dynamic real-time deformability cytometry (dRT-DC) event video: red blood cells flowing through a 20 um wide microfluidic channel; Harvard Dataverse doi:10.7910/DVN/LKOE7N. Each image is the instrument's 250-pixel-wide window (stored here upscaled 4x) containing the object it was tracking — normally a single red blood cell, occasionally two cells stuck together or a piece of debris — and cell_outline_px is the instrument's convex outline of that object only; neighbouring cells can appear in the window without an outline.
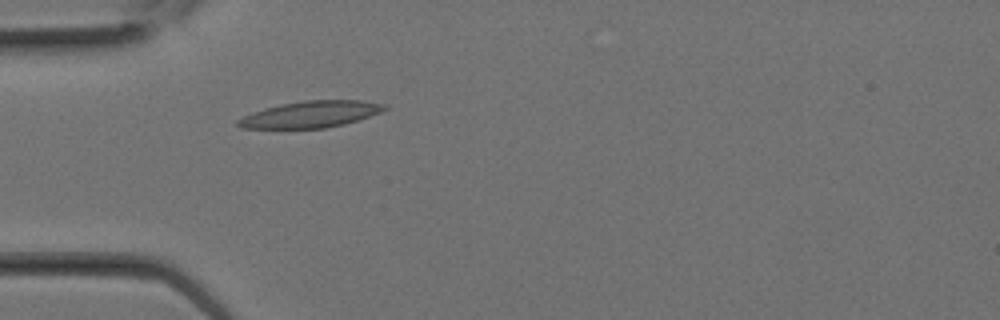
{"species": "Egyptian fruit bat (a non-hibernating species)", "species_latin": "Rousettus aegyptiacus", "temperature_condition": "room temperature", "stored_images_in_passage": 1, "camera_frame_rate_fps": 3000, "um_per_image_px": 0.085, "animal": {"sex": "female"}, "frame": {"image": 1, "passage_image": 1, "time_ms": 0.0, "image_size_px": [1000, 320], "cell_outline_px": [[388, 108], [380, 112], [344, 124], [324, 128], [240, 128], [236, 124], [236, 120], [252, 112], [264, 108], [280, 104], [304, 100], [360, 100], [384, 104]], "centroid_in_image_um": [26.36, 9.71], "position_along_channel_um": 58.6, "area_um2": 22.48}}